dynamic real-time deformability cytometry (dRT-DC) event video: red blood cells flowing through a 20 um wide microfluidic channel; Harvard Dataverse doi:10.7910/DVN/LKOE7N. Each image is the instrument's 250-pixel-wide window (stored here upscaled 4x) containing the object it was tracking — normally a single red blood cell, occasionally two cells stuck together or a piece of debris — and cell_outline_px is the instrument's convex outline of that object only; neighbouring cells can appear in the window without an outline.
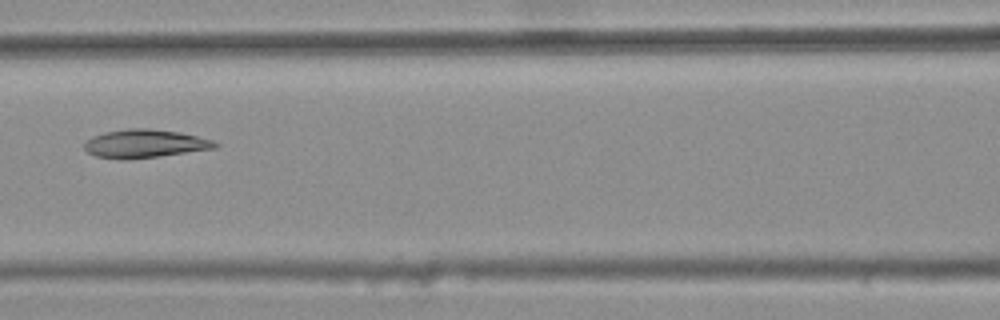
{"species": "common noctule bat (a hibernating species)", "species_latin": "Nyctalus noctula", "temperature_condition": "warm", "stored_images_in_passage": 7, "camera_frame_rate_fps": 3000, "um_per_image_px": 0.085, "animal": {"sex": "female", "body_mass_g": 25.1}, "frame": {"image": 1, "passage_image": 4, "time_ms": 1.0, "image_size_px": [1000, 320], "cell_outline_px": [[220, 144], [216, 148], [160, 156], [96, 156], [88, 152], [84, 148], [84, 144], [92, 136], [104, 132], [128, 128], [148, 128], [180, 132], [212, 140]], "centroid_in_image_um": [12.37, 12.15], "position_along_channel_um": 154.2, "area_um2": 20.63}}
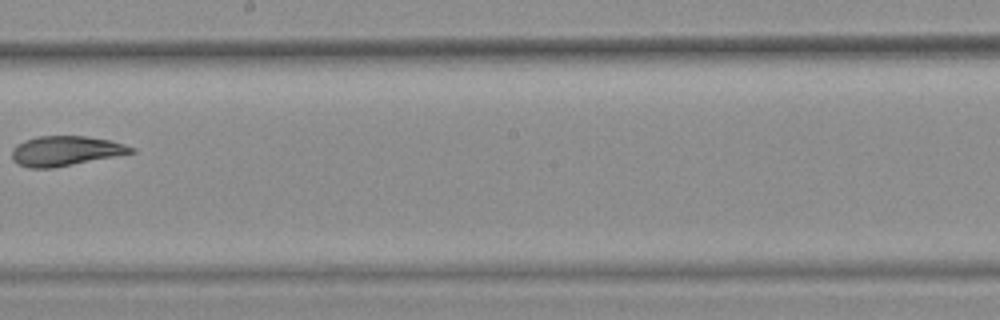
{"frame": {"image": 2, "passage_image": 6, "time_ms": 1.667, "image_size_px": [1000, 320], "cell_outline_px": [[136, 152], [52, 168], [28, 168], [16, 164], [12, 160], [12, 148], [16, 144], [24, 140], [36, 136], [88, 136], [112, 140], [136, 148]], "centroid_in_image_um": [5.54, 12.82], "position_along_channel_um": 242.7, "area_um2": 20.92}}
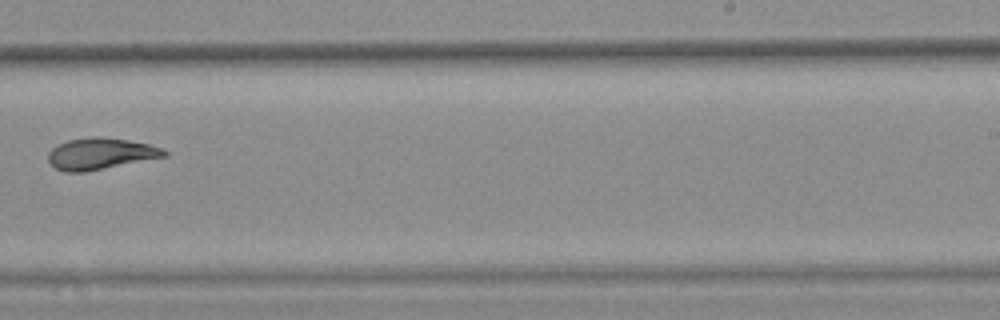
{"frame": {"image": 3, "passage_image": 7, "time_ms": 2.0, "image_size_px": [1000, 320], "cell_outline_px": [[168, 156], [84, 172], [68, 172], [56, 168], [48, 160], [48, 152], [52, 148], [68, 140], [96, 136], [100, 136], [128, 140], [148, 144], [160, 148], [168, 152]], "centroid_in_image_um": [8.55, 13.06], "position_along_channel_um": 280.5, "area_um2": 21.04}}